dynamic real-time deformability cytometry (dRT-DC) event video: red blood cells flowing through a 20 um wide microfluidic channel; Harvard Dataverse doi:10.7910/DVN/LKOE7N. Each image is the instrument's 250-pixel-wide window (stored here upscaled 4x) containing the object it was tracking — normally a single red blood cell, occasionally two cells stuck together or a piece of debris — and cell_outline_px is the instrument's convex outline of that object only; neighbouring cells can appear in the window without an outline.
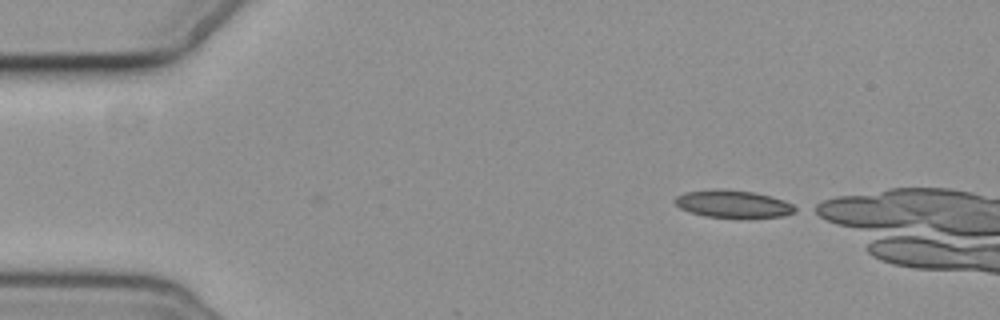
{"species": "common noctule bat (a hibernating species)", "species_latin": "Nyctalus noctula", "temperature_condition": "cold", "stored_images_in_passage": 3, "camera_frame_rate_fps": 3000, "um_per_image_px": 0.085, "animal": {"sex": "female", "body_mass_g": 19.3, "forearm_length_mm": 54.1}, "frame": {"image": 1, "passage_image": 1, "time_ms": 0.0, "image_size_px": [1000, 320], "cell_outline_px": [[800, 208], [796, 212], [784, 216], [704, 216], [680, 208], [676, 204], [676, 196], [684, 192], [716, 188], [724, 188], [756, 192], [772, 196], [784, 200]], "centroid_in_image_um": [62.35, 17.29], "position_along_channel_um": 22.7, "area_um2": 19.07}}